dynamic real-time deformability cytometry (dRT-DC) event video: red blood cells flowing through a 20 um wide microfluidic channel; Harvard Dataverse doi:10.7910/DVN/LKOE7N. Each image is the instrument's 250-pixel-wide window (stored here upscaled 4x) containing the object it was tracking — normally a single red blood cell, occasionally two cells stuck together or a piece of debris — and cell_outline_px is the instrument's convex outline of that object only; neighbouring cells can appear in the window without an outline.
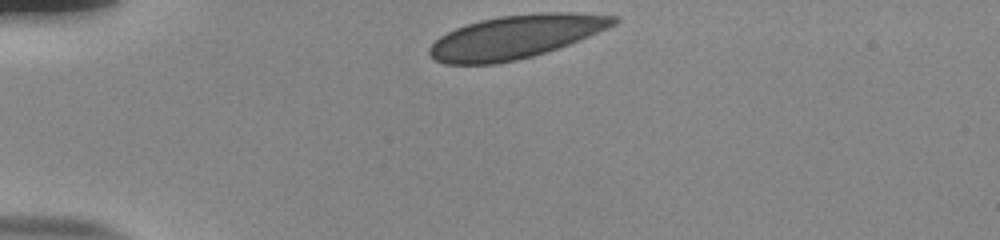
{"species": "human", "species_latin": "Homo sapiens", "temperature_condition": "room temperature", "stored_images_in_passage": 33, "camera_frame_rate_fps": 3000, "um_per_image_px": 0.085, "donor": {"sex": "male"}, "frame": {"image": 1, "passage_image": 1, "time_ms": 0.0, "image_size_px": [1000, 240], "cell_outline_px": [[620, 20], [616, 24], [608, 28], [580, 40], [532, 56], [516, 60], [496, 64], [444, 64], [428, 56], [428, 48], [440, 36], [456, 28], [480, 20], [500, 16], [540, 12], [572, 12], [616, 16]], "centroid_in_image_um": [43.83, 3.13], "position_along_channel_um": 41.2, "area_um2": 46.41}}
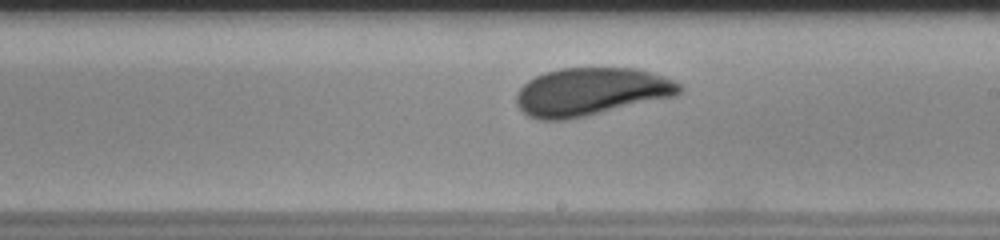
{"frame": {"image": 2, "passage_image": 20, "time_ms": 6.333, "image_size_px": [1000, 240], "cell_outline_px": [[684, 88], [676, 96], [584, 116], [564, 120], [536, 120], [528, 116], [516, 104], [516, 92], [528, 80], [544, 72], [560, 68], [636, 68], [664, 76], [680, 84]], "centroid_in_image_um": [50.21, 7.79], "position_along_channel_um": 238.8, "area_um2": 45.49}}
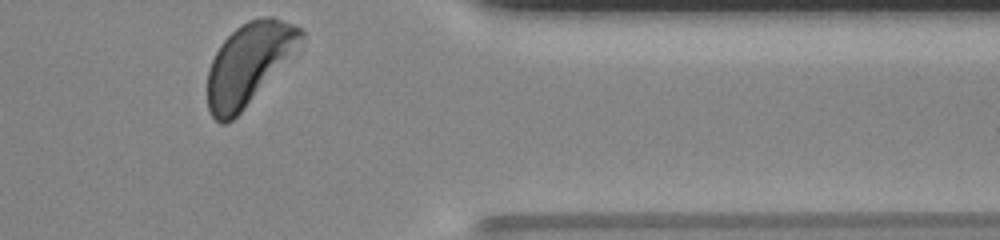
{"frame": {"image": 3, "passage_image": 33, "time_ms": 10.667, "image_size_px": [1000, 240], "cell_outline_px": [[304, 36], [244, 108], [232, 120], [224, 124], [220, 124], [212, 116], [208, 108], [208, 72], [212, 60], [220, 44], [236, 28], [248, 20], [260, 16], [272, 16], [292, 24], [300, 28], [304, 32]], "centroid_in_image_um": [21.06, 5.4], "position_along_channel_um": 390.3, "area_um2": 42.54}, "authors_computed_cell_mechanics": {"area_um2": 45.951, "velocity_mm_per_s": 3.7762, "shape_relaxation_time_tau1_ms": 5.2837, "shape_relaxation_time_tau2_ms": null, "deformation_change_tau1": 0.1386, "deformation_change_tau2": null}}